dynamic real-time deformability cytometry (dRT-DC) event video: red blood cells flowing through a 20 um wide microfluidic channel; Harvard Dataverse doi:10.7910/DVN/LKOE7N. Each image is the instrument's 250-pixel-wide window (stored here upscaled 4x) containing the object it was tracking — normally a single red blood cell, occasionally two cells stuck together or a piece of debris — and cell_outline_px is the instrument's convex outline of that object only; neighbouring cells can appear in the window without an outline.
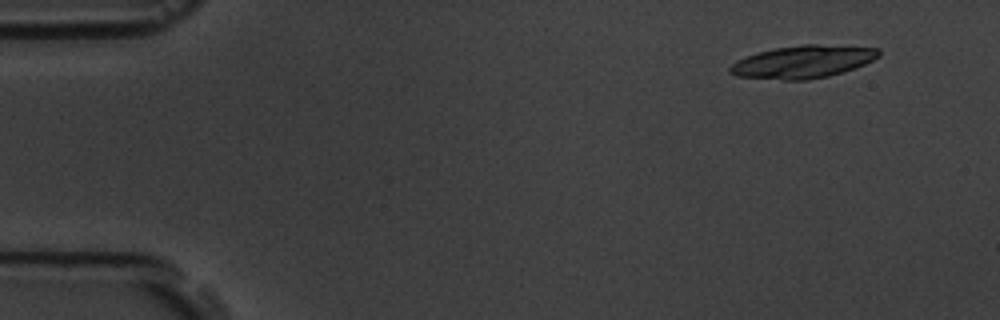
{"species": "common noctule bat (a hibernating species)", "species_latin": "Nyctalus noctula", "temperature_condition": "room temperature", "stored_images_in_passage": 10, "camera_frame_rate_fps": 3000, "um_per_image_px": 0.085, "animal": {"sex": "male", "body_mass_g": 19.5, "forearm_length_mm": 54.6}, "frame": {"image": 1, "passage_image": 1, "time_ms": 0.0, "image_size_px": [1000, 320], "cell_outline_px": [[880, 56], [856, 68], [828, 76], [808, 80], [784, 80], [736, 76], [728, 72], [728, 68], [732, 64], [748, 56], [760, 52], [776, 48], [804, 44], [816, 44], [880, 48]], "centroid_in_image_um": [68.28, 5.26], "position_along_channel_um": 16.7, "area_um2": 28.09}}
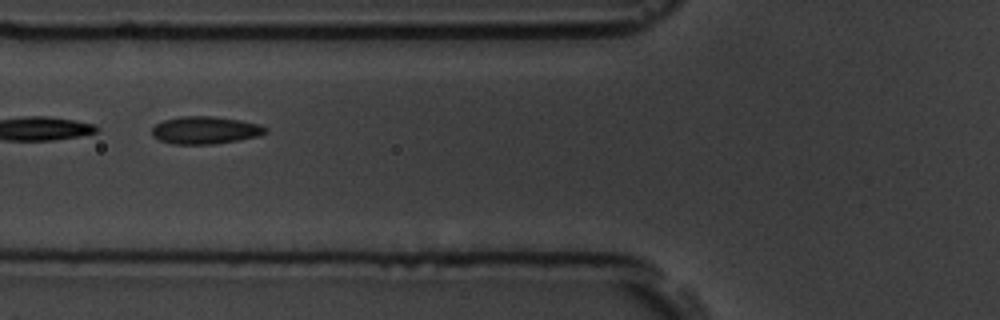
{"frame": {"image": 2, "passage_image": 6, "time_ms": 5.667, "image_size_px": [1000, 320], "cell_outline_px": [[268, 132], [260, 136], [212, 144], [172, 144], [160, 140], [152, 136], [152, 128], [156, 124], [164, 120], [180, 116], [212, 116], [240, 120], [260, 124], [268, 128]], "centroid_in_image_um": [17.46, 11.06], "position_along_channel_um": 108.3, "area_um2": 18.26}}
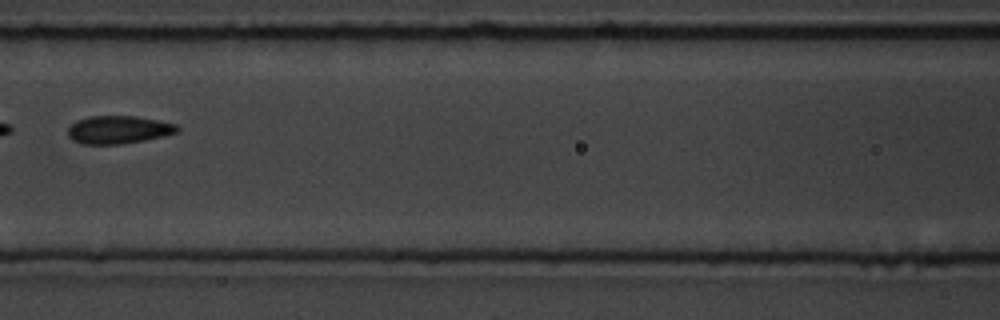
{"frame": {"image": 3, "passage_image": 7, "time_ms": 7.0, "image_size_px": [1000, 320], "cell_outline_px": [[180, 128], [176, 132], [164, 136], [144, 140], [120, 144], [84, 144], [72, 140], [68, 136], [68, 128], [76, 120], [88, 116], [136, 116], [176, 124]], "centroid_in_image_um": [10.04, 11.02], "position_along_channel_um": 156.6, "area_um2": 17.74}}